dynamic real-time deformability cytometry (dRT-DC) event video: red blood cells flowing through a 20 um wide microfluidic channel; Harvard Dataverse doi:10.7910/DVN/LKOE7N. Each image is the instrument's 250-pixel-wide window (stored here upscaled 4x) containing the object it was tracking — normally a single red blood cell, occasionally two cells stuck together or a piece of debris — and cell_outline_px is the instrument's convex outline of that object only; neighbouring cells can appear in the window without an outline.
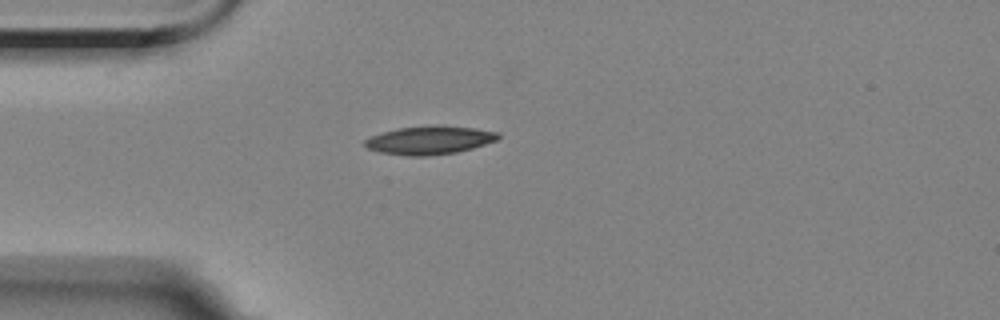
{"species": "Egyptian fruit bat (a non-hibernating species)", "species_latin": "Rousettus aegyptiacus", "temperature_condition": "room temperature", "stored_images_in_passage": 1, "camera_frame_rate_fps": 3000, "um_per_image_px": 0.085, "animal": {"sex": "female"}, "frame": {"image": 1, "passage_image": 1, "time_ms": 0.0, "image_size_px": [1000, 320], "cell_outline_px": [[500, 136], [496, 140], [472, 148], [456, 152], [428, 156], [408, 156], [380, 152], [368, 148], [364, 144], [364, 140], [372, 136], [384, 132], [400, 128], [436, 124], [476, 128], [496, 132]], "centroid_in_image_um": [36.51, 11.91], "position_along_channel_um": 48.5, "area_um2": 21.91}}